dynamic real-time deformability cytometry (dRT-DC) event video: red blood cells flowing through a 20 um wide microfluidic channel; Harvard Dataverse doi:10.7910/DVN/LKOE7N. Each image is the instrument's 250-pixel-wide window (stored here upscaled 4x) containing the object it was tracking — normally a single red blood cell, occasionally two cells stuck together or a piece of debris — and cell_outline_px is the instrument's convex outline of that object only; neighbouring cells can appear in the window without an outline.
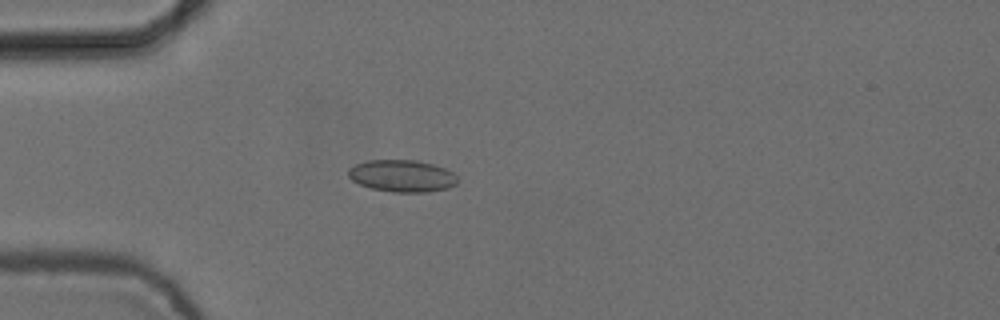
{"species": "common noctule bat (a hibernating species)", "species_latin": "Nyctalus noctula", "temperature_condition": "cold", "stored_images_in_passage": 4, "camera_frame_rate_fps": 3000, "um_per_image_px": 0.085, "animal": {"sex": "female", "body_mass_g": 24.6, "forearm_length_mm": 56.2}, "frame": {"image": 1, "passage_image": 4, "time_ms": 1.0, "image_size_px": [1000, 320], "cell_outline_px": [[456, 184], [448, 188], [428, 192], [392, 192], [372, 188], [360, 184], [352, 180], [348, 176], [348, 168], [356, 164], [368, 160], [416, 160], [432, 164], [444, 168], [452, 172], [456, 176]], "centroid_in_image_um": [34.16, 14.95], "position_along_channel_um": 50.8, "area_um2": 20.29}}